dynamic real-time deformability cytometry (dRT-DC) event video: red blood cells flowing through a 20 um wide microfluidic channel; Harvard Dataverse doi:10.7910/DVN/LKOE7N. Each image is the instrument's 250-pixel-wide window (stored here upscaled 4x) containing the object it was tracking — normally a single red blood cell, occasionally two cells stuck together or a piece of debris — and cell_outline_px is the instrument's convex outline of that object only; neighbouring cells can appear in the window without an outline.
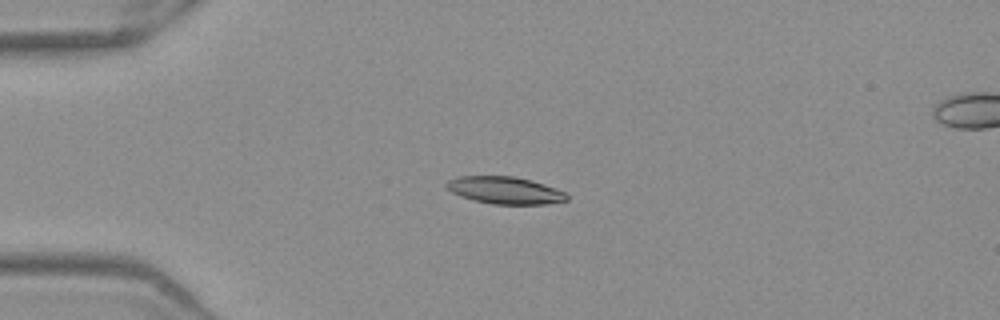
{"species": "Egyptian fruit bat (a non-hibernating species)", "species_latin": "Rousettus aegyptiacus", "temperature_condition": "warm", "stored_images_in_passage": 52, "camera_frame_rate_fps": 3000, "um_per_image_px": 0.085, "frame": {"image": 1, "passage_image": 13, "time_ms": 4.0, "image_size_px": [1000, 320], "cell_outline_px": [[568, 200], [548, 204], [492, 204], [460, 196], [452, 192], [444, 184], [448, 180], [460, 176], [512, 176], [532, 180], [556, 188], [564, 192], [568, 196]], "centroid_in_image_um": [42.94, 16.17], "position_along_channel_um": 42.1, "area_um2": 19.02}}
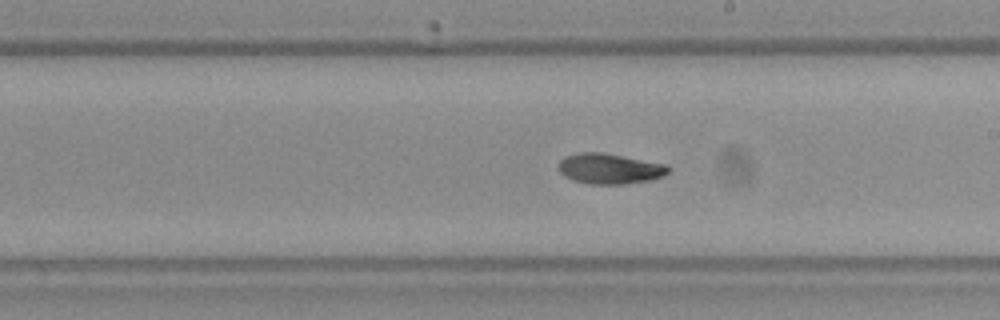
{"frame": {"image": 2, "passage_image": 30, "time_ms": 9.667, "image_size_px": [1000, 320], "cell_outline_px": [[672, 168], [664, 176], [652, 180], [624, 184], [588, 184], [572, 180], [564, 176], [556, 168], [560, 160], [564, 156], [576, 152], [604, 152], [668, 164]], "centroid_in_image_um": [51.82, 14.33], "position_along_channel_um": 237.2, "area_um2": 20.06}}
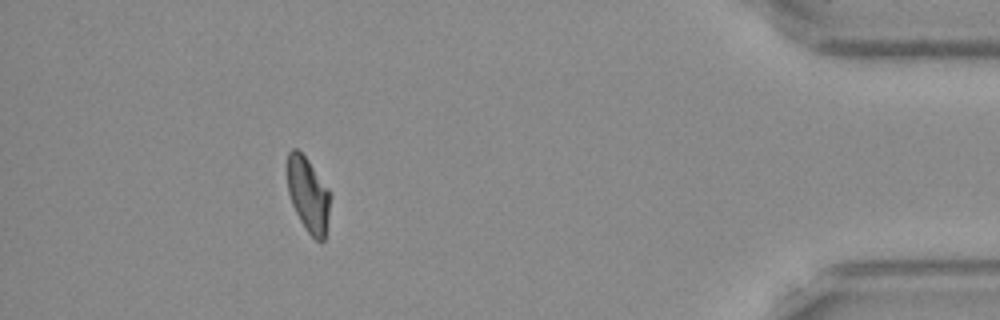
{"frame": {"image": 3, "passage_image": 47, "time_ms": 15.333, "image_size_px": [1000, 320], "cell_outline_px": [[332, 196], [324, 240], [320, 244], [308, 232], [300, 220], [292, 204], [288, 192], [288, 152], [292, 148], [296, 148], [308, 160], [328, 188]], "centroid_in_image_um": [26.22, 16.57], "position_along_channel_um": 409.0, "area_um2": 18.61}, "authors_computed_cell_mechanics": {"area_um2": 19.3919, "velocity_mm_per_s": 3.9462, "shape_relaxation_time_tau1_ms": 5.9961, "shape_relaxation_time_tau2_ms": 3.6574, "deformation_change_tau1": 0.1783, "deformation_change_tau2": 0.0817}}